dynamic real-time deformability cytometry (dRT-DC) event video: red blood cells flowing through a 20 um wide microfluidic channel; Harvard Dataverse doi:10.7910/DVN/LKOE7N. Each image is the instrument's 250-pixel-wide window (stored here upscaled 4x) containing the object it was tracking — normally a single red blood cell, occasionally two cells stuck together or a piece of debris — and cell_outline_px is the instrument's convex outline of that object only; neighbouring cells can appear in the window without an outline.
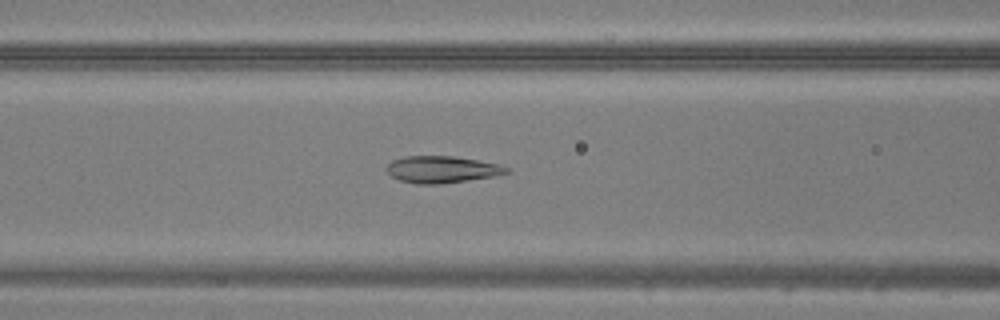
{"species": "common noctule bat (a hibernating species)", "species_latin": "Nyctalus noctula", "temperature_condition": "warm", "stored_images_in_passage": 48, "camera_frame_rate_fps": 3000, "um_per_image_px": 0.085, "animal": {"sex": "male", "body_mass_g": 20.5, "forearm_length_mm": 52.5}, "frame": {"image": 1, "passage_image": 19, "time_ms": 6.0, "image_size_px": [1000, 320], "cell_outline_px": [[508, 172], [496, 176], [440, 184], [416, 184], [400, 180], [392, 176], [384, 168], [392, 160], [404, 156], [452, 156], [500, 164], [508, 168]], "centroid_in_image_um": [37.53, 14.4], "position_along_channel_um": 129.1, "area_um2": 18.73}}
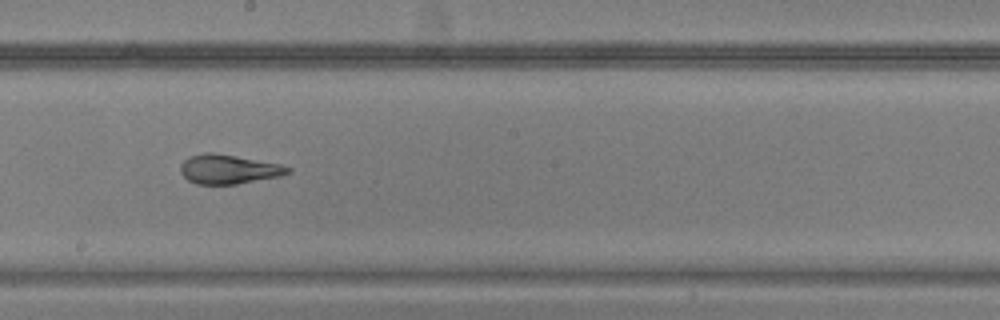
{"frame": {"image": 2, "passage_image": 26, "time_ms": 8.333, "image_size_px": [1000, 320], "cell_outline_px": [[292, 172], [280, 176], [236, 184], [196, 184], [188, 180], [180, 172], [180, 164], [188, 156], [204, 152], [212, 152], [236, 156], [280, 164], [292, 168]], "centroid_in_image_um": [19.41, 14.38], "position_along_channel_um": 228.8, "area_um2": 18.38}}
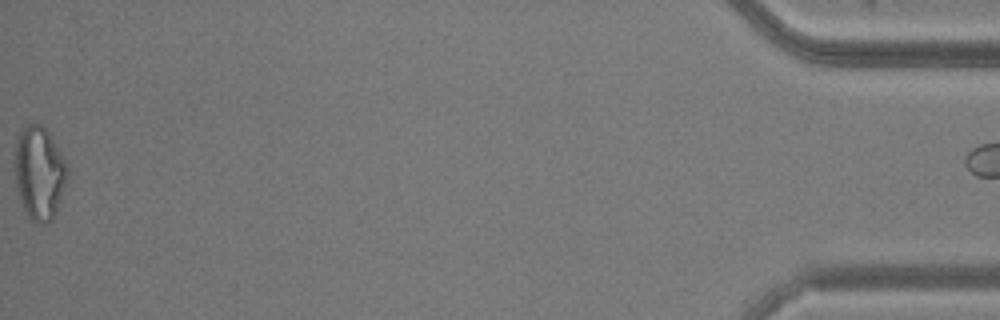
{"frame": {"image": 3, "passage_image": 47, "time_ms": 15.333, "image_size_px": [1000, 320], "cell_outline_px": [[68, 176], [56, 212], [52, 220], [48, 224], [40, 224], [32, 220], [28, 216], [20, 200], [12, 168], [12, 160], [16, 140], [20, 128], [28, 124], [40, 124], [48, 132], [68, 164]], "centroid_in_image_um": [3.3, 14.68], "position_along_channel_um": 431.9, "area_um2": 29.19}}